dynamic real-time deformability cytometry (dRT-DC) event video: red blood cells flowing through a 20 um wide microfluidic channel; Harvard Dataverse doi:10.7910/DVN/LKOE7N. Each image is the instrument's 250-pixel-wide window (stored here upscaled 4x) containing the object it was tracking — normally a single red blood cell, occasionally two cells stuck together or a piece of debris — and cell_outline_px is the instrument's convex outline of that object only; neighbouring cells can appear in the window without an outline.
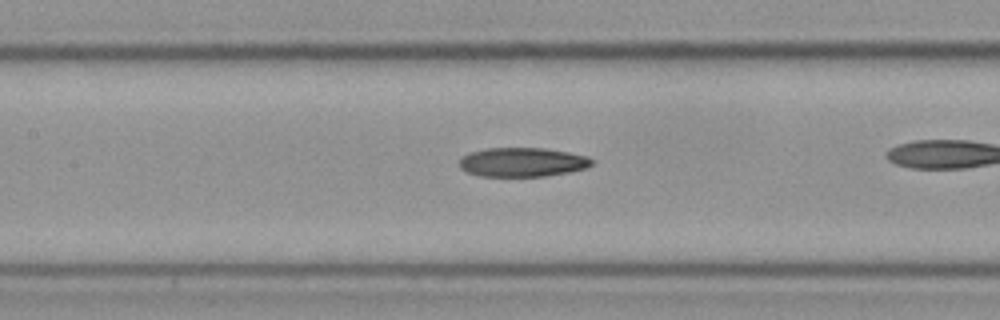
{"species": "Egyptian fruit bat (a non-hibernating species)", "species_latin": "Rousettus aegyptiacus", "temperature_condition": "cold", "stored_images_in_passage": 35, "camera_frame_rate_fps": 3000, "um_per_image_px": 0.085, "frame": {"image": 1, "passage_image": 16, "time_ms": 5.0, "image_size_px": [1000, 320], "cell_outline_px": [[596, 160], [588, 168], [568, 172], [544, 176], [480, 176], [468, 172], [460, 168], [460, 156], [472, 152], [488, 148], [544, 148], [568, 152], [588, 156]], "centroid_in_image_um": [44.44, 13.78], "position_along_channel_um": 163.0, "area_um2": 22.54}}